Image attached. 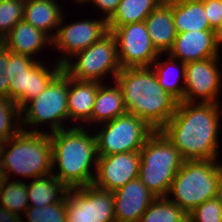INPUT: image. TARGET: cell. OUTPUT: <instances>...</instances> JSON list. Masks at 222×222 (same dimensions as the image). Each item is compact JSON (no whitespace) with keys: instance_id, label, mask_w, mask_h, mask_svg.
I'll return each instance as SVG.
<instances>
[{"instance_id":"cell-30","label":"cell","mask_w":222,"mask_h":222,"mask_svg":"<svg viewBox=\"0 0 222 222\" xmlns=\"http://www.w3.org/2000/svg\"><path fill=\"white\" fill-rule=\"evenodd\" d=\"M67 207L65 198L57 204L44 207L29 206L25 211L26 222H66ZM24 222V218H22Z\"/></svg>"},{"instance_id":"cell-6","label":"cell","mask_w":222,"mask_h":222,"mask_svg":"<svg viewBox=\"0 0 222 222\" xmlns=\"http://www.w3.org/2000/svg\"><path fill=\"white\" fill-rule=\"evenodd\" d=\"M221 171L219 160L184 161L166 197L189 214L198 205L216 198Z\"/></svg>"},{"instance_id":"cell-8","label":"cell","mask_w":222,"mask_h":222,"mask_svg":"<svg viewBox=\"0 0 222 222\" xmlns=\"http://www.w3.org/2000/svg\"><path fill=\"white\" fill-rule=\"evenodd\" d=\"M63 71L73 79L99 83L105 82V77L110 74L112 76L109 77L113 78L110 80L114 82L121 71L115 36L108 32L100 40L75 54L63 65Z\"/></svg>"},{"instance_id":"cell-18","label":"cell","mask_w":222,"mask_h":222,"mask_svg":"<svg viewBox=\"0 0 222 222\" xmlns=\"http://www.w3.org/2000/svg\"><path fill=\"white\" fill-rule=\"evenodd\" d=\"M102 83L95 81H80L68 76V113L69 123L74 126L91 128V114L98 88ZM74 121L77 123H74ZM86 122V124H84Z\"/></svg>"},{"instance_id":"cell-26","label":"cell","mask_w":222,"mask_h":222,"mask_svg":"<svg viewBox=\"0 0 222 222\" xmlns=\"http://www.w3.org/2000/svg\"><path fill=\"white\" fill-rule=\"evenodd\" d=\"M164 0H121L114 14L107 20L108 30L130 23L143 22Z\"/></svg>"},{"instance_id":"cell-16","label":"cell","mask_w":222,"mask_h":222,"mask_svg":"<svg viewBox=\"0 0 222 222\" xmlns=\"http://www.w3.org/2000/svg\"><path fill=\"white\" fill-rule=\"evenodd\" d=\"M220 47V48H219ZM221 46L214 30H198L177 33L167 55L184 63L220 57Z\"/></svg>"},{"instance_id":"cell-23","label":"cell","mask_w":222,"mask_h":222,"mask_svg":"<svg viewBox=\"0 0 222 222\" xmlns=\"http://www.w3.org/2000/svg\"><path fill=\"white\" fill-rule=\"evenodd\" d=\"M173 23L176 33L213 30L209 26L203 0H173Z\"/></svg>"},{"instance_id":"cell-10","label":"cell","mask_w":222,"mask_h":222,"mask_svg":"<svg viewBox=\"0 0 222 222\" xmlns=\"http://www.w3.org/2000/svg\"><path fill=\"white\" fill-rule=\"evenodd\" d=\"M66 222H115L113 193L95 187L68 189Z\"/></svg>"},{"instance_id":"cell-33","label":"cell","mask_w":222,"mask_h":222,"mask_svg":"<svg viewBox=\"0 0 222 222\" xmlns=\"http://www.w3.org/2000/svg\"><path fill=\"white\" fill-rule=\"evenodd\" d=\"M39 59L27 55L15 54L8 49V65L5 74L10 81L14 79L15 73L29 70Z\"/></svg>"},{"instance_id":"cell-31","label":"cell","mask_w":222,"mask_h":222,"mask_svg":"<svg viewBox=\"0 0 222 222\" xmlns=\"http://www.w3.org/2000/svg\"><path fill=\"white\" fill-rule=\"evenodd\" d=\"M25 0L0 2V41L24 18Z\"/></svg>"},{"instance_id":"cell-1","label":"cell","mask_w":222,"mask_h":222,"mask_svg":"<svg viewBox=\"0 0 222 222\" xmlns=\"http://www.w3.org/2000/svg\"><path fill=\"white\" fill-rule=\"evenodd\" d=\"M221 103L178 102L161 129L184 161L219 160Z\"/></svg>"},{"instance_id":"cell-40","label":"cell","mask_w":222,"mask_h":222,"mask_svg":"<svg viewBox=\"0 0 222 222\" xmlns=\"http://www.w3.org/2000/svg\"><path fill=\"white\" fill-rule=\"evenodd\" d=\"M7 180L6 175H5V171L1 165L0 162V192H1V188L3 186V184L5 183V181Z\"/></svg>"},{"instance_id":"cell-2","label":"cell","mask_w":222,"mask_h":222,"mask_svg":"<svg viewBox=\"0 0 222 222\" xmlns=\"http://www.w3.org/2000/svg\"><path fill=\"white\" fill-rule=\"evenodd\" d=\"M91 129L74 125L49 133L53 158L52 174L68 189L93 184L98 152L96 136Z\"/></svg>"},{"instance_id":"cell-9","label":"cell","mask_w":222,"mask_h":222,"mask_svg":"<svg viewBox=\"0 0 222 222\" xmlns=\"http://www.w3.org/2000/svg\"><path fill=\"white\" fill-rule=\"evenodd\" d=\"M98 125L101 129L93 128L98 156L140 151L155 131L142 118L130 113Z\"/></svg>"},{"instance_id":"cell-38","label":"cell","mask_w":222,"mask_h":222,"mask_svg":"<svg viewBox=\"0 0 222 222\" xmlns=\"http://www.w3.org/2000/svg\"><path fill=\"white\" fill-rule=\"evenodd\" d=\"M216 199L222 205V171L217 184Z\"/></svg>"},{"instance_id":"cell-22","label":"cell","mask_w":222,"mask_h":222,"mask_svg":"<svg viewBox=\"0 0 222 222\" xmlns=\"http://www.w3.org/2000/svg\"><path fill=\"white\" fill-rule=\"evenodd\" d=\"M111 84L106 86L102 83L98 88L91 114V128L96 129L98 124L114 120L127 113L120 87L115 81Z\"/></svg>"},{"instance_id":"cell-34","label":"cell","mask_w":222,"mask_h":222,"mask_svg":"<svg viewBox=\"0 0 222 222\" xmlns=\"http://www.w3.org/2000/svg\"><path fill=\"white\" fill-rule=\"evenodd\" d=\"M209 26L216 31L222 21V0H203Z\"/></svg>"},{"instance_id":"cell-41","label":"cell","mask_w":222,"mask_h":222,"mask_svg":"<svg viewBox=\"0 0 222 222\" xmlns=\"http://www.w3.org/2000/svg\"><path fill=\"white\" fill-rule=\"evenodd\" d=\"M73 2H75L76 3V5L78 4V5H85V4H89L90 2H91V0H72Z\"/></svg>"},{"instance_id":"cell-13","label":"cell","mask_w":222,"mask_h":222,"mask_svg":"<svg viewBox=\"0 0 222 222\" xmlns=\"http://www.w3.org/2000/svg\"><path fill=\"white\" fill-rule=\"evenodd\" d=\"M221 57L185 63V88L183 101L221 103L222 94Z\"/></svg>"},{"instance_id":"cell-37","label":"cell","mask_w":222,"mask_h":222,"mask_svg":"<svg viewBox=\"0 0 222 222\" xmlns=\"http://www.w3.org/2000/svg\"><path fill=\"white\" fill-rule=\"evenodd\" d=\"M22 216L12 213L0 205V222H22Z\"/></svg>"},{"instance_id":"cell-5","label":"cell","mask_w":222,"mask_h":222,"mask_svg":"<svg viewBox=\"0 0 222 222\" xmlns=\"http://www.w3.org/2000/svg\"><path fill=\"white\" fill-rule=\"evenodd\" d=\"M140 158L138 178L156 197H166L184 162L180 152L161 130H156L141 148Z\"/></svg>"},{"instance_id":"cell-11","label":"cell","mask_w":222,"mask_h":222,"mask_svg":"<svg viewBox=\"0 0 222 222\" xmlns=\"http://www.w3.org/2000/svg\"><path fill=\"white\" fill-rule=\"evenodd\" d=\"M65 17L63 15L51 45L53 49L62 53L60 54L62 55L61 58L56 60L61 66L75 54L85 50L109 32L107 20L104 18L75 20L66 24Z\"/></svg>"},{"instance_id":"cell-4","label":"cell","mask_w":222,"mask_h":222,"mask_svg":"<svg viewBox=\"0 0 222 222\" xmlns=\"http://www.w3.org/2000/svg\"><path fill=\"white\" fill-rule=\"evenodd\" d=\"M52 147L48 132L21 130L0 143V162L6 178H38L52 173ZM12 173V174H11Z\"/></svg>"},{"instance_id":"cell-36","label":"cell","mask_w":222,"mask_h":222,"mask_svg":"<svg viewBox=\"0 0 222 222\" xmlns=\"http://www.w3.org/2000/svg\"><path fill=\"white\" fill-rule=\"evenodd\" d=\"M121 0H91L89 4L94 6L95 10L99 9V13H103V18L108 20L116 11Z\"/></svg>"},{"instance_id":"cell-3","label":"cell","mask_w":222,"mask_h":222,"mask_svg":"<svg viewBox=\"0 0 222 222\" xmlns=\"http://www.w3.org/2000/svg\"><path fill=\"white\" fill-rule=\"evenodd\" d=\"M114 81L122 91L127 113L161 130L176 111L178 101L159 84L151 67L121 68Z\"/></svg>"},{"instance_id":"cell-12","label":"cell","mask_w":222,"mask_h":222,"mask_svg":"<svg viewBox=\"0 0 222 222\" xmlns=\"http://www.w3.org/2000/svg\"><path fill=\"white\" fill-rule=\"evenodd\" d=\"M111 33L117 42L121 68L151 67L162 56L153 46L144 21L119 26Z\"/></svg>"},{"instance_id":"cell-19","label":"cell","mask_w":222,"mask_h":222,"mask_svg":"<svg viewBox=\"0 0 222 222\" xmlns=\"http://www.w3.org/2000/svg\"><path fill=\"white\" fill-rule=\"evenodd\" d=\"M10 52L27 55L31 58L48 46L52 45V39L42 30L34 28L25 20L18 22L1 41Z\"/></svg>"},{"instance_id":"cell-14","label":"cell","mask_w":222,"mask_h":222,"mask_svg":"<svg viewBox=\"0 0 222 222\" xmlns=\"http://www.w3.org/2000/svg\"><path fill=\"white\" fill-rule=\"evenodd\" d=\"M140 151L98 156L93 185L114 192L138 178Z\"/></svg>"},{"instance_id":"cell-29","label":"cell","mask_w":222,"mask_h":222,"mask_svg":"<svg viewBox=\"0 0 222 222\" xmlns=\"http://www.w3.org/2000/svg\"><path fill=\"white\" fill-rule=\"evenodd\" d=\"M21 130V109L10 98L0 96V143Z\"/></svg>"},{"instance_id":"cell-7","label":"cell","mask_w":222,"mask_h":222,"mask_svg":"<svg viewBox=\"0 0 222 222\" xmlns=\"http://www.w3.org/2000/svg\"><path fill=\"white\" fill-rule=\"evenodd\" d=\"M67 98L68 75L62 70L39 96L21 109L22 130L40 132L41 126L46 124L50 128L46 132L51 133L73 126L66 121H69Z\"/></svg>"},{"instance_id":"cell-15","label":"cell","mask_w":222,"mask_h":222,"mask_svg":"<svg viewBox=\"0 0 222 222\" xmlns=\"http://www.w3.org/2000/svg\"><path fill=\"white\" fill-rule=\"evenodd\" d=\"M54 64H51V70L45 62L38 60L29 70L15 73L9 84V98L22 109L29 101L39 96L63 70V66L57 62Z\"/></svg>"},{"instance_id":"cell-24","label":"cell","mask_w":222,"mask_h":222,"mask_svg":"<svg viewBox=\"0 0 222 222\" xmlns=\"http://www.w3.org/2000/svg\"><path fill=\"white\" fill-rule=\"evenodd\" d=\"M165 55L168 59L162 61L157 58L151 68L154 70L160 86L178 102H183L186 65L180 60ZM181 81L182 83H180Z\"/></svg>"},{"instance_id":"cell-17","label":"cell","mask_w":222,"mask_h":222,"mask_svg":"<svg viewBox=\"0 0 222 222\" xmlns=\"http://www.w3.org/2000/svg\"><path fill=\"white\" fill-rule=\"evenodd\" d=\"M115 222H138L157 198L139 178L112 192Z\"/></svg>"},{"instance_id":"cell-35","label":"cell","mask_w":222,"mask_h":222,"mask_svg":"<svg viewBox=\"0 0 222 222\" xmlns=\"http://www.w3.org/2000/svg\"><path fill=\"white\" fill-rule=\"evenodd\" d=\"M8 65V48L0 41V96L9 98L10 80L5 74Z\"/></svg>"},{"instance_id":"cell-20","label":"cell","mask_w":222,"mask_h":222,"mask_svg":"<svg viewBox=\"0 0 222 222\" xmlns=\"http://www.w3.org/2000/svg\"><path fill=\"white\" fill-rule=\"evenodd\" d=\"M152 44L160 54H167L176 38L173 0H164L144 20Z\"/></svg>"},{"instance_id":"cell-25","label":"cell","mask_w":222,"mask_h":222,"mask_svg":"<svg viewBox=\"0 0 222 222\" xmlns=\"http://www.w3.org/2000/svg\"><path fill=\"white\" fill-rule=\"evenodd\" d=\"M68 193V188L52 173L27 182L29 206L44 207L61 202Z\"/></svg>"},{"instance_id":"cell-28","label":"cell","mask_w":222,"mask_h":222,"mask_svg":"<svg viewBox=\"0 0 222 222\" xmlns=\"http://www.w3.org/2000/svg\"><path fill=\"white\" fill-rule=\"evenodd\" d=\"M18 180L7 179L3 184L0 192V205L18 215L25 213L29 207L28 194H27V183ZM10 181V182H9Z\"/></svg>"},{"instance_id":"cell-39","label":"cell","mask_w":222,"mask_h":222,"mask_svg":"<svg viewBox=\"0 0 222 222\" xmlns=\"http://www.w3.org/2000/svg\"><path fill=\"white\" fill-rule=\"evenodd\" d=\"M215 34H216V40L222 48V21L220 26L216 29Z\"/></svg>"},{"instance_id":"cell-21","label":"cell","mask_w":222,"mask_h":222,"mask_svg":"<svg viewBox=\"0 0 222 222\" xmlns=\"http://www.w3.org/2000/svg\"><path fill=\"white\" fill-rule=\"evenodd\" d=\"M61 9L57 0H25L23 20L52 39L65 14Z\"/></svg>"},{"instance_id":"cell-32","label":"cell","mask_w":222,"mask_h":222,"mask_svg":"<svg viewBox=\"0 0 222 222\" xmlns=\"http://www.w3.org/2000/svg\"><path fill=\"white\" fill-rule=\"evenodd\" d=\"M189 222H222V205L216 198L198 205L188 214Z\"/></svg>"},{"instance_id":"cell-27","label":"cell","mask_w":222,"mask_h":222,"mask_svg":"<svg viewBox=\"0 0 222 222\" xmlns=\"http://www.w3.org/2000/svg\"><path fill=\"white\" fill-rule=\"evenodd\" d=\"M188 214L167 197H157L138 222H187Z\"/></svg>"}]
</instances>
